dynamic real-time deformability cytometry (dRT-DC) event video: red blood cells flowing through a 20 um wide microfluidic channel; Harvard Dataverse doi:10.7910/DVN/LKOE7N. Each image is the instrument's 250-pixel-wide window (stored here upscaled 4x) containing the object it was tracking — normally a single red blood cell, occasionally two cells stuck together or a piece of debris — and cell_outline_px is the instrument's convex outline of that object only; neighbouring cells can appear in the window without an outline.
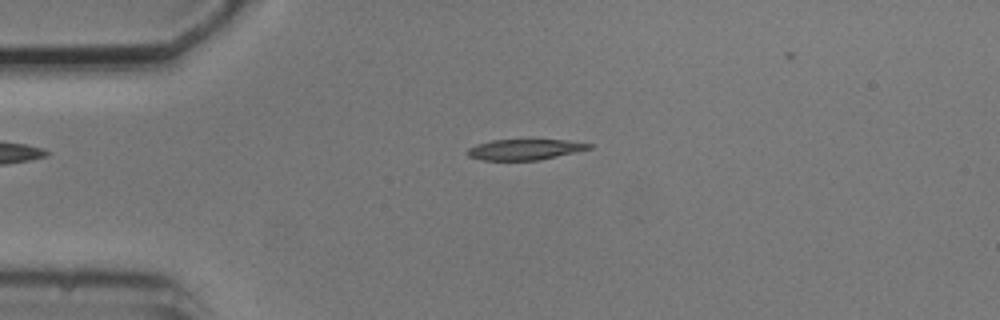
{"species": "common noctule bat (a hibernating species)", "species_latin": "Nyctalus noctula", "temperature_condition": "cold", "stored_images_in_passage": 3, "camera_frame_rate_fps": 3000, "um_per_image_px": 0.085, "animal": {"sex": "male", "body_mass_g": 20.5, "forearm_length_mm": 52.5}, "frame": {"image": 1, "passage_image": 2, "time_ms": 2.333, "image_size_px": [1000, 320], "cell_outline_px": [[592, 148], [576, 152], [540, 160], [480, 160], [468, 156], [468, 148], [476, 144], [492, 140], [568, 140], [592, 144]], "centroid_in_image_um": [44.61, 12.71], "position_along_channel_um": 40.4, "area_um2": 14.62}}